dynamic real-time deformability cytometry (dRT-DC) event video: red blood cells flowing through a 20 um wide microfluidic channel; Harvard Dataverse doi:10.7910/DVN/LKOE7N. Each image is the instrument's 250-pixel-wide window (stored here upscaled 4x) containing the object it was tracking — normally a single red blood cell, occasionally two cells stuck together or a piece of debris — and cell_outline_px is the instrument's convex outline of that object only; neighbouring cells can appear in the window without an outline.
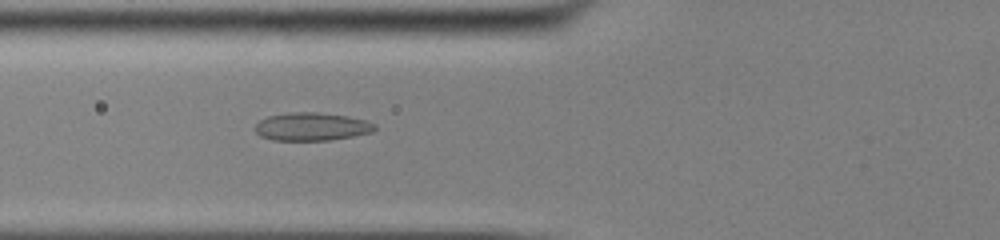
{"species": "common noctule bat (a hibernating species)", "species_latin": "Nyctalus noctula", "temperature_condition": "cold", "stored_images_in_passage": 38, "camera_frame_rate_fps": 3000, "um_per_image_px": 0.085, "animal": {"sex": "male", "body_mass_g": 13.0, "forearm_length_mm": 53.1}, "frame": {"image": 1, "passage_image": 6, "time_ms": 1.667, "image_size_px": [1000, 240], "cell_outline_px": [[376, 128], [372, 132], [332, 140], [272, 140], [260, 136], [256, 132], [256, 124], [260, 120], [268, 116], [288, 112], [316, 112], [348, 116], [364, 120], [376, 124]], "centroid_in_image_um": [26.49, 10.76], "position_along_channel_um": 99.3, "area_um2": 19.54}}
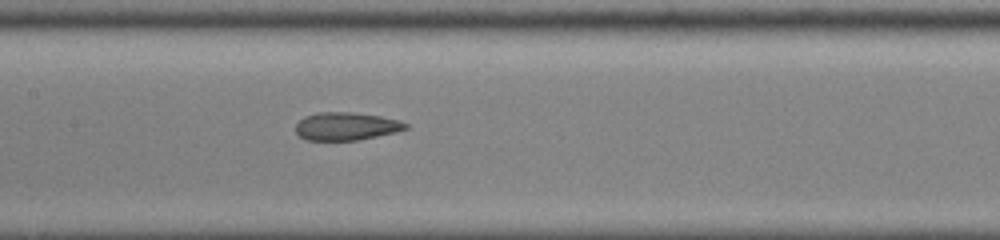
{"frame": {"image": 2, "passage_image": 12, "time_ms": 3.667, "image_size_px": [1000, 240], "cell_outline_px": [[408, 128], [396, 132], [356, 140], [304, 140], [296, 132], [296, 124], [304, 116], [320, 112], [352, 112], [380, 116], [400, 120], [408, 124]], "centroid_in_image_um": [29.42, 10.73], "position_along_channel_um": 178.0, "area_um2": 17.86}}
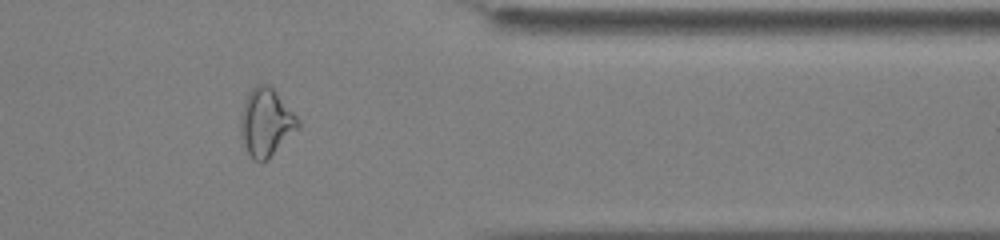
{"frame": {"image": 3, "passage_image": 29, "time_ms": 9.333, "image_size_px": [1000, 240], "cell_outline_px": [[300, 128], [268, 160], [260, 164], [252, 160], [244, 144], [240, 132], [240, 120], [244, 104], [248, 92], [256, 84], [268, 84], [276, 92], [300, 120]], "centroid_in_image_um": [22.63, 10.45], "position_along_channel_um": 388.8, "area_um2": 22.89}, "authors_computed_cell_mechanics": {"area_um2": 19.5075, "velocity_mm_per_s": 3.907, "shape_relaxation_time_tau1_ms": 8.952, "shape_relaxation_time_tau2_ms": 2.5862, "deformation_change_tau1": 0.1665, "deformation_change_tau2": 0.0912}}